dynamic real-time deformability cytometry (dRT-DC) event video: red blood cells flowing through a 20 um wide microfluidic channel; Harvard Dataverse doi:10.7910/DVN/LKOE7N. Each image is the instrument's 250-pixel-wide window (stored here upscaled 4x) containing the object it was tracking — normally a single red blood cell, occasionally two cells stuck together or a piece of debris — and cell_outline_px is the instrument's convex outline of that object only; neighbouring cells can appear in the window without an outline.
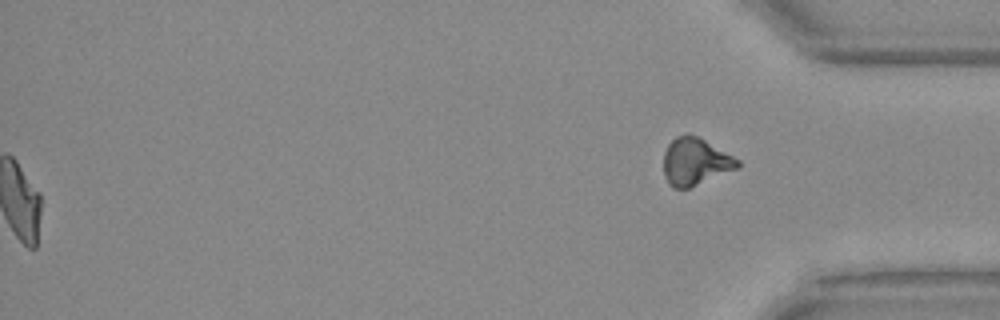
{"species": "Egyptian fruit bat (a non-hibernating species)", "species_latin": "Rousettus aegyptiacus", "temperature_condition": "warm", "stored_images_in_passage": 50, "segment_of_instrument_passage": [2, 2], "camera_frame_rate_fps": 3000, "um_per_image_px": 0.085, "animal": {"sex": "female"}, "frame": {"image": 1, "passage_image": 50, "time_ms": 16.333, "image_size_px": [1000, 320], "cell_outline_px": [[740, 168], [688, 188], [672, 188], [668, 184], [664, 176], [664, 152], [668, 144], [676, 136], [688, 132], [704, 140], [740, 160]], "centroid_in_image_um": [59.09, 13.74], "position_along_channel_um": 376.1, "area_um2": 20.46}}